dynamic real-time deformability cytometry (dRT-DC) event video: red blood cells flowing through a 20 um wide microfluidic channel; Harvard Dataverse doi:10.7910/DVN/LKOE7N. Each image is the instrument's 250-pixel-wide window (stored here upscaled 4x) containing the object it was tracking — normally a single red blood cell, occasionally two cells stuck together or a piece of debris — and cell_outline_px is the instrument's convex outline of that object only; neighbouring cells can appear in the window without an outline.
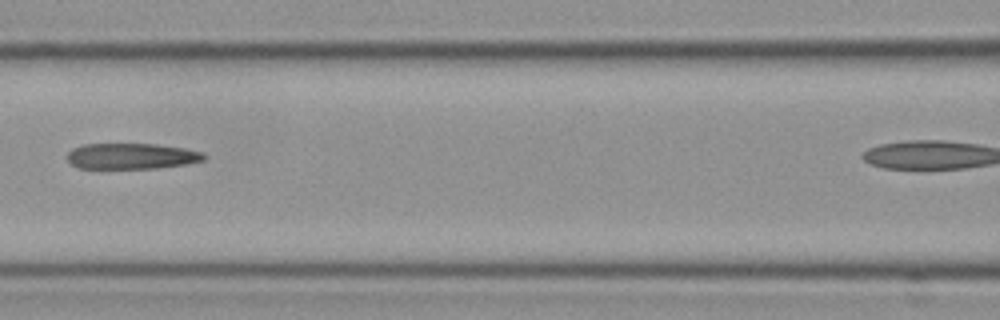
{"species": "Egyptian fruit bat (a non-hibernating species)", "species_latin": "Rousettus aegyptiacus", "temperature_condition": "cold", "stored_images_in_passage": 8, "camera_frame_rate_fps": 3000, "um_per_image_px": 0.085, "frame": {"image": 1, "passage_image": 6, "time_ms": 1.667, "image_size_px": [1000, 320], "cell_outline_px": [[204, 160], [184, 164], [156, 168], [80, 168], [72, 164], [68, 160], [68, 152], [72, 148], [84, 144], [156, 144], [184, 148], [200, 152], [204, 156]], "centroid_in_image_um": [11.14, 13.26], "position_along_channel_um": 155.5, "area_um2": 20.29}}
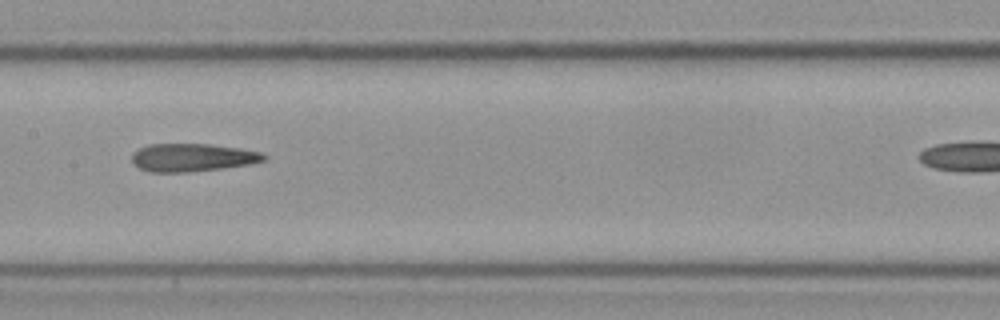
{"frame": {"image": 2, "passage_image": 7, "time_ms": 2.0, "image_size_px": [1000, 320], "cell_outline_px": [[268, 156], [264, 160], [248, 164], [220, 168], [184, 172], [152, 172], [140, 168], [132, 160], [132, 156], [140, 148], [148, 144], [208, 144], [240, 148], [260, 152]], "centroid_in_image_um": [16.36, 13.38], "position_along_channel_um": 191.0, "area_um2": 21.1}}